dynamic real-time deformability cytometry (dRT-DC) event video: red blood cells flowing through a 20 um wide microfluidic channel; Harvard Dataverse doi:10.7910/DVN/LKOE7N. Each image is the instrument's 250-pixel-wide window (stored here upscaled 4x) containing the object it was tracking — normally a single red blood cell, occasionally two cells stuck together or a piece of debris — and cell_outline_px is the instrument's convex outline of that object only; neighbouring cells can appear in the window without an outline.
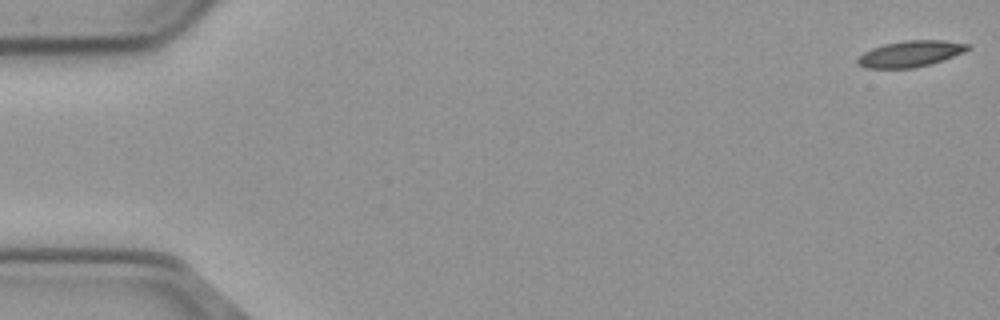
{"species": "common noctule bat (a hibernating species)", "species_latin": "Nyctalus noctula", "temperature_condition": "cold", "stored_images_in_passage": 54, "camera_frame_rate_fps": 3000, "um_per_image_px": 0.085, "animal": {"sex": "male", "body_mass_g": 23.1, "forearm_length_mm": 52.7}, "frame": {"image": 1, "passage_image": 1, "time_ms": 0.0, "image_size_px": [1000, 320], "cell_outline_px": [[972, 48], [964, 52], [932, 64], [912, 68], [864, 68], [856, 64], [856, 60], [864, 52], [872, 48], [884, 44], [904, 40], [944, 40], [972, 44]], "centroid_in_image_um": [77.41, 4.57], "position_along_channel_um": 7.6, "area_um2": 16.99}}
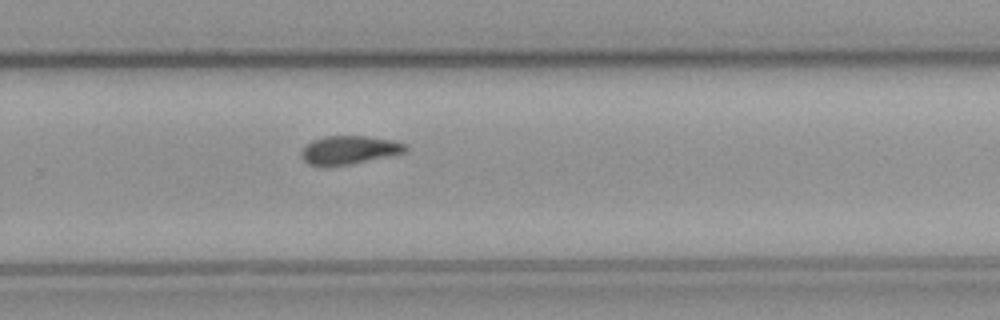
{"frame": {"image": 2, "passage_image": 37, "time_ms": 12.0, "image_size_px": [1000, 320], "cell_outline_px": [[408, 152], [348, 164], [324, 168], [308, 164], [300, 156], [300, 152], [312, 140], [324, 136], [368, 136], [392, 140], [408, 144]], "centroid_in_image_um": [29.67, 12.76], "position_along_channel_um": 300.1, "area_um2": 17.51}}
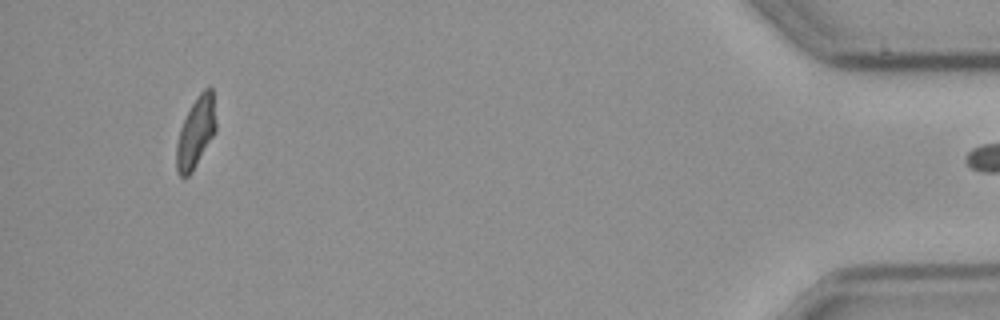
{"frame": {"image": 3, "passage_image": 53, "time_ms": 17.333, "image_size_px": [1000, 320], "cell_outline_px": [[216, 132], [192, 172], [188, 176], [180, 176], [176, 168], [176, 144], [180, 128], [196, 96], [208, 84], [212, 88], [216, 120]], "centroid_in_image_um": [16.66, 11.23], "position_along_channel_um": 418.5, "area_um2": 16.36}}